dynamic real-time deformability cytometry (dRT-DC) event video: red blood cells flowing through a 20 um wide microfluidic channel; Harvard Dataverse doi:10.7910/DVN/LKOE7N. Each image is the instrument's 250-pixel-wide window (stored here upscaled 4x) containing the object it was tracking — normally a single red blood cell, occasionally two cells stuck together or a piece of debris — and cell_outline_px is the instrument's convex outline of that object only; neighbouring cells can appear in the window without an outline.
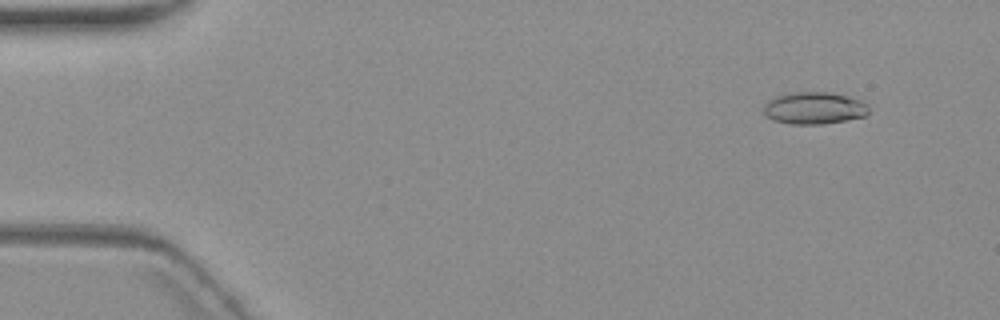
{"species": "common noctule bat (a hibernating species)", "species_latin": "Nyctalus noctula", "temperature_condition": "warm", "stored_images_in_passage": 4, "camera_frame_rate_fps": 3000, "um_per_image_px": 0.085, "animal": {"sex": "female", "body_mass_g": 19.3, "forearm_length_mm": 54.1}, "frame": {"image": 1, "passage_image": 2, "time_ms": 1.333, "image_size_px": [1000, 320], "cell_outline_px": [[868, 112], [864, 116], [844, 120], [820, 124], [792, 124], [776, 120], [768, 116], [764, 112], [764, 104], [768, 100], [776, 96], [792, 92], [828, 92], [848, 96], [864, 100], [868, 104]], "centroid_in_image_um": [69.23, 9.17], "position_along_channel_um": 15.8, "area_um2": 19.54}}